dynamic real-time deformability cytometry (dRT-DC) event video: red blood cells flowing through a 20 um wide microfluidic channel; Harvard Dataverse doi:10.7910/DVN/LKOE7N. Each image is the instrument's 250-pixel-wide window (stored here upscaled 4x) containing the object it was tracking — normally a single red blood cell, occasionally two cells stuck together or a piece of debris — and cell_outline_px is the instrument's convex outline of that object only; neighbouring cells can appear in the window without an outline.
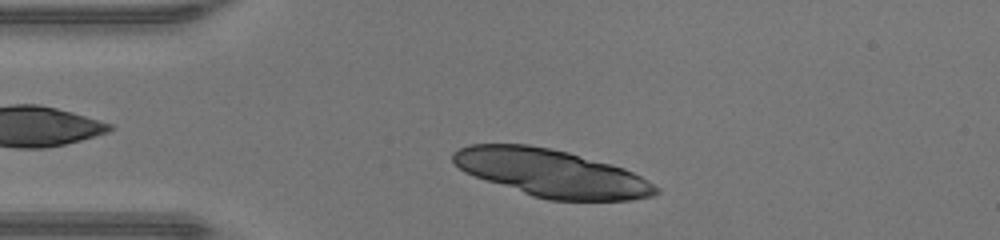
{"species": "human", "species_latin": "Homo sapiens", "temperature_condition": "warm", "stored_images_in_passage": 12, "camera_frame_rate_fps": 3000, "um_per_image_px": 0.085, "donor": {"sex": "male"}, "frame": {"image": 1, "passage_image": 3, "time_ms": 0.667, "image_size_px": [1000, 240], "cell_outline_px": [[660, 192], [652, 196], [632, 200], [548, 200], [532, 196], [464, 172], [452, 160], [452, 152], [468, 144], [528, 144], [568, 152], [612, 164], [624, 168], [640, 176], [660, 188]], "centroid_in_image_um": [46.88, 14.71], "position_along_channel_um": 38.1, "area_um2": 55.78}}